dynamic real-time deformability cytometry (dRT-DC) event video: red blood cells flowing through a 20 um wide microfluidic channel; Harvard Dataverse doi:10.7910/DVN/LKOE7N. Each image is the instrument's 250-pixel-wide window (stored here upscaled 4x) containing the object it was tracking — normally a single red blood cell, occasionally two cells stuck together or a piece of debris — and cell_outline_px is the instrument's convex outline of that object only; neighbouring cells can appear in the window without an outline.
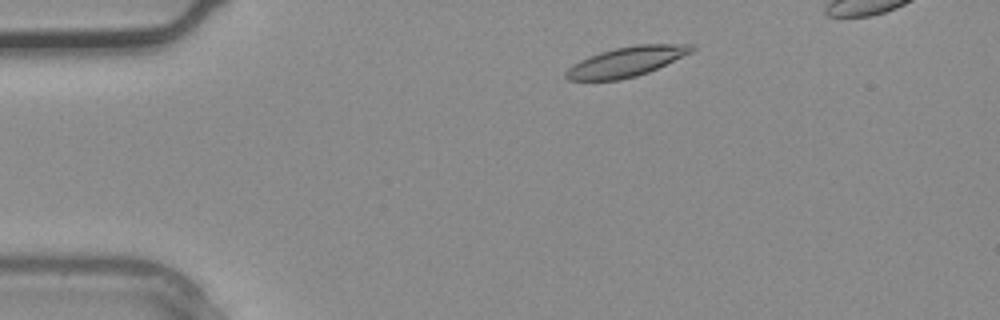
{"species": "common noctule bat (a hibernating species)", "species_latin": "Nyctalus noctula", "temperature_condition": "warm", "stored_images_in_passage": 4, "camera_frame_rate_fps": 3000, "um_per_image_px": 0.085, "animal": {"sex": "male", "body_mass_g": 20.4}, "frame": {"image": 1, "passage_image": 1, "time_ms": 0.0, "image_size_px": [1000, 320], "cell_outline_px": [[696, 48], [692, 52], [648, 72], [636, 76], [620, 80], [568, 80], [564, 76], [564, 72], [572, 64], [588, 56], [600, 52], [616, 48], [640, 44], [696, 44]], "centroid_in_image_um": [53.23, 5.24], "position_along_channel_um": 31.8, "area_um2": 21.79}}
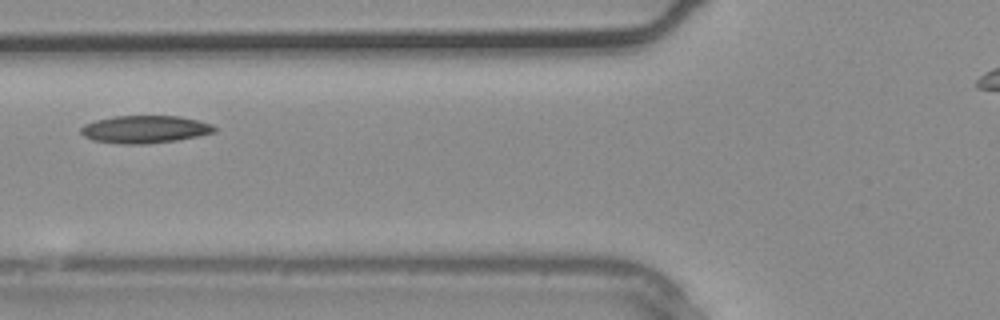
{"frame": {"image": 2, "passage_image": 3, "time_ms": 0.667, "image_size_px": [1000, 320], "cell_outline_px": [[216, 132], [200, 136], [176, 140], [148, 144], [116, 144], [92, 140], [84, 136], [80, 132], [80, 128], [84, 124], [96, 120], [116, 116], [180, 116], [212, 124], [216, 128]], "centroid_in_image_um": [12.31, 11.0], "position_along_channel_um": 113.5, "area_um2": 21.62}}